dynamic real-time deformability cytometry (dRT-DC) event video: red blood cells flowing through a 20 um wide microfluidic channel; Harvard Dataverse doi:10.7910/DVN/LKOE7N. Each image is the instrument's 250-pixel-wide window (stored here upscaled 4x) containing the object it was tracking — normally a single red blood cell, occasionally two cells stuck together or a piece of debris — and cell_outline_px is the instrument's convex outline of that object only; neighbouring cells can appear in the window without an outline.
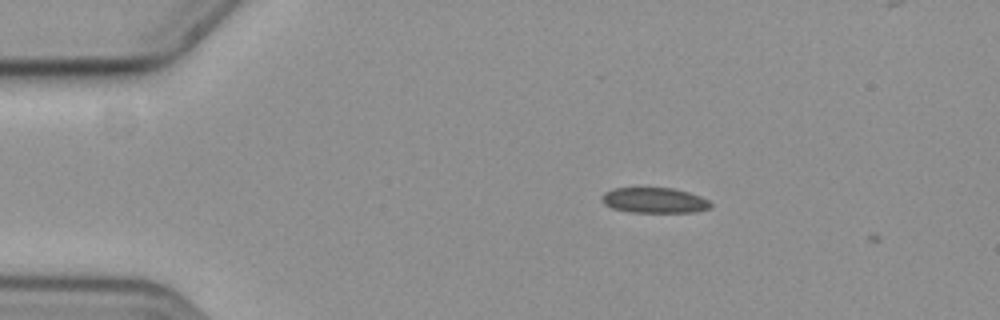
{"species": "common noctule bat (a hibernating species)", "species_latin": "Nyctalus noctula", "temperature_condition": "cold", "stored_images_in_passage": 2, "camera_frame_rate_fps": 3000, "um_per_image_px": 0.085, "animal": {"sex": "female", "body_mass_g": 19.3, "forearm_length_mm": 54.1}, "frame": {"image": 1, "passage_image": 1, "time_ms": 0.0, "image_size_px": [1000, 320], "cell_outline_px": [[712, 208], [696, 212], [628, 212], [612, 208], [604, 204], [600, 200], [600, 196], [604, 192], [612, 188], [672, 188], [688, 192], [700, 196], [708, 200], [712, 204]], "centroid_in_image_um": [55.6, 17.03], "position_along_channel_um": 29.4, "area_um2": 16.3}}